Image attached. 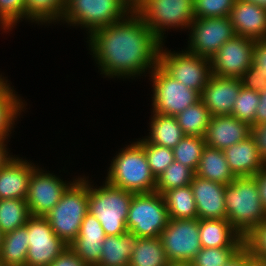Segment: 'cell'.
<instances>
[{"instance_id":"31","label":"cell","mask_w":266,"mask_h":266,"mask_svg":"<svg viewBox=\"0 0 266 266\" xmlns=\"http://www.w3.org/2000/svg\"><path fill=\"white\" fill-rule=\"evenodd\" d=\"M211 117L209 110L201 100L176 115L184 135L202 138L206 135Z\"/></svg>"},{"instance_id":"55","label":"cell","mask_w":266,"mask_h":266,"mask_svg":"<svg viewBox=\"0 0 266 266\" xmlns=\"http://www.w3.org/2000/svg\"><path fill=\"white\" fill-rule=\"evenodd\" d=\"M2 239H3V233L0 230V252H1Z\"/></svg>"},{"instance_id":"33","label":"cell","mask_w":266,"mask_h":266,"mask_svg":"<svg viewBox=\"0 0 266 266\" xmlns=\"http://www.w3.org/2000/svg\"><path fill=\"white\" fill-rule=\"evenodd\" d=\"M65 4L66 0H25L26 15L38 25L59 23Z\"/></svg>"},{"instance_id":"41","label":"cell","mask_w":266,"mask_h":266,"mask_svg":"<svg viewBox=\"0 0 266 266\" xmlns=\"http://www.w3.org/2000/svg\"><path fill=\"white\" fill-rule=\"evenodd\" d=\"M244 245L252 258H266V220L244 239Z\"/></svg>"},{"instance_id":"26","label":"cell","mask_w":266,"mask_h":266,"mask_svg":"<svg viewBox=\"0 0 266 266\" xmlns=\"http://www.w3.org/2000/svg\"><path fill=\"white\" fill-rule=\"evenodd\" d=\"M8 82L4 76H0V139L11 136L15 121L25 109L22 98Z\"/></svg>"},{"instance_id":"15","label":"cell","mask_w":266,"mask_h":266,"mask_svg":"<svg viewBox=\"0 0 266 266\" xmlns=\"http://www.w3.org/2000/svg\"><path fill=\"white\" fill-rule=\"evenodd\" d=\"M41 169V170H40ZM50 171L37 168L33 171L26 197L31 216H45L60 201L62 194L76 180H61Z\"/></svg>"},{"instance_id":"23","label":"cell","mask_w":266,"mask_h":266,"mask_svg":"<svg viewBox=\"0 0 266 266\" xmlns=\"http://www.w3.org/2000/svg\"><path fill=\"white\" fill-rule=\"evenodd\" d=\"M199 232L203 248L244 246V238L227 219H199Z\"/></svg>"},{"instance_id":"19","label":"cell","mask_w":266,"mask_h":266,"mask_svg":"<svg viewBox=\"0 0 266 266\" xmlns=\"http://www.w3.org/2000/svg\"><path fill=\"white\" fill-rule=\"evenodd\" d=\"M36 168L32 162L14 155L0 169V200L26 199L29 181Z\"/></svg>"},{"instance_id":"36","label":"cell","mask_w":266,"mask_h":266,"mask_svg":"<svg viewBox=\"0 0 266 266\" xmlns=\"http://www.w3.org/2000/svg\"><path fill=\"white\" fill-rule=\"evenodd\" d=\"M145 151V155L153 175L157 179L175 160L171 148L149 143L145 138L137 141Z\"/></svg>"},{"instance_id":"50","label":"cell","mask_w":266,"mask_h":266,"mask_svg":"<svg viewBox=\"0 0 266 266\" xmlns=\"http://www.w3.org/2000/svg\"><path fill=\"white\" fill-rule=\"evenodd\" d=\"M168 266H193L191 262H169Z\"/></svg>"},{"instance_id":"4","label":"cell","mask_w":266,"mask_h":266,"mask_svg":"<svg viewBox=\"0 0 266 266\" xmlns=\"http://www.w3.org/2000/svg\"><path fill=\"white\" fill-rule=\"evenodd\" d=\"M77 178L44 216L54 233L68 246L78 236L81 223L88 213L89 180L85 176Z\"/></svg>"},{"instance_id":"11","label":"cell","mask_w":266,"mask_h":266,"mask_svg":"<svg viewBox=\"0 0 266 266\" xmlns=\"http://www.w3.org/2000/svg\"><path fill=\"white\" fill-rule=\"evenodd\" d=\"M160 239L169 262H191L202 248L199 219H169Z\"/></svg>"},{"instance_id":"49","label":"cell","mask_w":266,"mask_h":266,"mask_svg":"<svg viewBox=\"0 0 266 266\" xmlns=\"http://www.w3.org/2000/svg\"><path fill=\"white\" fill-rule=\"evenodd\" d=\"M6 143H8L6 139H0V169L14 157L8 152Z\"/></svg>"},{"instance_id":"43","label":"cell","mask_w":266,"mask_h":266,"mask_svg":"<svg viewBox=\"0 0 266 266\" xmlns=\"http://www.w3.org/2000/svg\"><path fill=\"white\" fill-rule=\"evenodd\" d=\"M49 266H88L69 246Z\"/></svg>"},{"instance_id":"13","label":"cell","mask_w":266,"mask_h":266,"mask_svg":"<svg viewBox=\"0 0 266 266\" xmlns=\"http://www.w3.org/2000/svg\"><path fill=\"white\" fill-rule=\"evenodd\" d=\"M29 249L26 266H49L67 248L43 216H31L27 221Z\"/></svg>"},{"instance_id":"34","label":"cell","mask_w":266,"mask_h":266,"mask_svg":"<svg viewBox=\"0 0 266 266\" xmlns=\"http://www.w3.org/2000/svg\"><path fill=\"white\" fill-rule=\"evenodd\" d=\"M194 175L191 168L174 160L156 179L155 192L163 194L170 189L190 185Z\"/></svg>"},{"instance_id":"39","label":"cell","mask_w":266,"mask_h":266,"mask_svg":"<svg viewBox=\"0 0 266 266\" xmlns=\"http://www.w3.org/2000/svg\"><path fill=\"white\" fill-rule=\"evenodd\" d=\"M241 247L201 248L192 259L193 266H224Z\"/></svg>"},{"instance_id":"51","label":"cell","mask_w":266,"mask_h":266,"mask_svg":"<svg viewBox=\"0 0 266 266\" xmlns=\"http://www.w3.org/2000/svg\"><path fill=\"white\" fill-rule=\"evenodd\" d=\"M141 0H124L125 3H127L132 9H134Z\"/></svg>"},{"instance_id":"12","label":"cell","mask_w":266,"mask_h":266,"mask_svg":"<svg viewBox=\"0 0 266 266\" xmlns=\"http://www.w3.org/2000/svg\"><path fill=\"white\" fill-rule=\"evenodd\" d=\"M188 30L190 33L186 51L209 59L226 41L236 35L229 16L195 18Z\"/></svg>"},{"instance_id":"16","label":"cell","mask_w":266,"mask_h":266,"mask_svg":"<svg viewBox=\"0 0 266 266\" xmlns=\"http://www.w3.org/2000/svg\"><path fill=\"white\" fill-rule=\"evenodd\" d=\"M242 87L240 78L218 77L212 74L202 90L200 100L211 116H229Z\"/></svg>"},{"instance_id":"17","label":"cell","mask_w":266,"mask_h":266,"mask_svg":"<svg viewBox=\"0 0 266 266\" xmlns=\"http://www.w3.org/2000/svg\"><path fill=\"white\" fill-rule=\"evenodd\" d=\"M190 185L196 202L198 219H227L225 184L194 175Z\"/></svg>"},{"instance_id":"29","label":"cell","mask_w":266,"mask_h":266,"mask_svg":"<svg viewBox=\"0 0 266 266\" xmlns=\"http://www.w3.org/2000/svg\"><path fill=\"white\" fill-rule=\"evenodd\" d=\"M163 199L169 219L197 218L196 202L191 185L165 191Z\"/></svg>"},{"instance_id":"22","label":"cell","mask_w":266,"mask_h":266,"mask_svg":"<svg viewBox=\"0 0 266 266\" xmlns=\"http://www.w3.org/2000/svg\"><path fill=\"white\" fill-rule=\"evenodd\" d=\"M223 152L230 170L236 177H254L266 165L251 135L245 140L225 148Z\"/></svg>"},{"instance_id":"56","label":"cell","mask_w":266,"mask_h":266,"mask_svg":"<svg viewBox=\"0 0 266 266\" xmlns=\"http://www.w3.org/2000/svg\"><path fill=\"white\" fill-rule=\"evenodd\" d=\"M0 266H6L2 261H0Z\"/></svg>"},{"instance_id":"30","label":"cell","mask_w":266,"mask_h":266,"mask_svg":"<svg viewBox=\"0 0 266 266\" xmlns=\"http://www.w3.org/2000/svg\"><path fill=\"white\" fill-rule=\"evenodd\" d=\"M160 237L138 238L129 266H168Z\"/></svg>"},{"instance_id":"21","label":"cell","mask_w":266,"mask_h":266,"mask_svg":"<svg viewBox=\"0 0 266 266\" xmlns=\"http://www.w3.org/2000/svg\"><path fill=\"white\" fill-rule=\"evenodd\" d=\"M106 234L98 219L89 212L85 215L78 236L69 247L88 265L100 262L102 244Z\"/></svg>"},{"instance_id":"2","label":"cell","mask_w":266,"mask_h":266,"mask_svg":"<svg viewBox=\"0 0 266 266\" xmlns=\"http://www.w3.org/2000/svg\"><path fill=\"white\" fill-rule=\"evenodd\" d=\"M225 207L227 220L244 239L266 220L255 177H236L225 185Z\"/></svg>"},{"instance_id":"47","label":"cell","mask_w":266,"mask_h":266,"mask_svg":"<svg viewBox=\"0 0 266 266\" xmlns=\"http://www.w3.org/2000/svg\"><path fill=\"white\" fill-rule=\"evenodd\" d=\"M259 93V104L254 117V125L266 123V89Z\"/></svg>"},{"instance_id":"8","label":"cell","mask_w":266,"mask_h":266,"mask_svg":"<svg viewBox=\"0 0 266 266\" xmlns=\"http://www.w3.org/2000/svg\"><path fill=\"white\" fill-rule=\"evenodd\" d=\"M168 221L169 216L162 194H133L126 220L129 232L138 238L160 237Z\"/></svg>"},{"instance_id":"53","label":"cell","mask_w":266,"mask_h":266,"mask_svg":"<svg viewBox=\"0 0 266 266\" xmlns=\"http://www.w3.org/2000/svg\"><path fill=\"white\" fill-rule=\"evenodd\" d=\"M253 260L260 262L262 266H266V258H253Z\"/></svg>"},{"instance_id":"28","label":"cell","mask_w":266,"mask_h":266,"mask_svg":"<svg viewBox=\"0 0 266 266\" xmlns=\"http://www.w3.org/2000/svg\"><path fill=\"white\" fill-rule=\"evenodd\" d=\"M27 223L11 232L3 234L0 261L6 266H26L29 249Z\"/></svg>"},{"instance_id":"1","label":"cell","mask_w":266,"mask_h":266,"mask_svg":"<svg viewBox=\"0 0 266 266\" xmlns=\"http://www.w3.org/2000/svg\"><path fill=\"white\" fill-rule=\"evenodd\" d=\"M87 38L90 55L107 78L133 79L158 65L162 42L133 10Z\"/></svg>"},{"instance_id":"20","label":"cell","mask_w":266,"mask_h":266,"mask_svg":"<svg viewBox=\"0 0 266 266\" xmlns=\"http://www.w3.org/2000/svg\"><path fill=\"white\" fill-rule=\"evenodd\" d=\"M251 135V126L236 117L212 116L205 135L207 146L224 150Z\"/></svg>"},{"instance_id":"45","label":"cell","mask_w":266,"mask_h":266,"mask_svg":"<svg viewBox=\"0 0 266 266\" xmlns=\"http://www.w3.org/2000/svg\"><path fill=\"white\" fill-rule=\"evenodd\" d=\"M253 64L261 68L262 74L266 76V39L255 41Z\"/></svg>"},{"instance_id":"3","label":"cell","mask_w":266,"mask_h":266,"mask_svg":"<svg viewBox=\"0 0 266 266\" xmlns=\"http://www.w3.org/2000/svg\"><path fill=\"white\" fill-rule=\"evenodd\" d=\"M106 181L134 194L152 193L156 189L153 175L144 148L136 141L122 148L113 157Z\"/></svg>"},{"instance_id":"52","label":"cell","mask_w":266,"mask_h":266,"mask_svg":"<svg viewBox=\"0 0 266 266\" xmlns=\"http://www.w3.org/2000/svg\"><path fill=\"white\" fill-rule=\"evenodd\" d=\"M244 1L253 2L257 5H260L261 7L266 8V0H244Z\"/></svg>"},{"instance_id":"7","label":"cell","mask_w":266,"mask_h":266,"mask_svg":"<svg viewBox=\"0 0 266 266\" xmlns=\"http://www.w3.org/2000/svg\"><path fill=\"white\" fill-rule=\"evenodd\" d=\"M133 11L163 43L166 29H188L194 21V0H141Z\"/></svg>"},{"instance_id":"14","label":"cell","mask_w":266,"mask_h":266,"mask_svg":"<svg viewBox=\"0 0 266 266\" xmlns=\"http://www.w3.org/2000/svg\"><path fill=\"white\" fill-rule=\"evenodd\" d=\"M254 46L255 40L235 35L211 58L212 74L218 77L241 78L253 64Z\"/></svg>"},{"instance_id":"37","label":"cell","mask_w":266,"mask_h":266,"mask_svg":"<svg viewBox=\"0 0 266 266\" xmlns=\"http://www.w3.org/2000/svg\"><path fill=\"white\" fill-rule=\"evenodd\" d=\"M259 104V93L242 87L234 102L231 116L254 126V117Z\"/></svg>"},{"instance_id":"6","label":"cell","mask_w":266,"mask_h":266,"mask_svg":"<svg viewBox=\"0 0 266 266\" xmlns=\"http://www.w3.org/2000/svg\"><path fill=\"white\" fill-rule=\"evenodd\" d=\"M132 10L124 0H66L61 22L85 28L89 37L100 28L123 20Z\"/></svg>"},{"instance_id":"46","label":"cell","mask_w":266,"mask_h":266,"mask_svg":"<svg viewBox=\"0 0 266 266\" xmlns=\"http://www.w3.org/2000/svg\"><path fill=\"white\" fill-rule=\"evenodd\" d=\"M253 260L249 249L241 247L224 266H247Z\"/></svg>"},{"instance_id":"5","label":"cell","mask_w":266,"mask_h":266,"mask_svg":"<svg viewBox=\"0 0 266 266\" xmlns=\"http://www.w3.org/2000/svg\"><path fill=\"white\" fill-rule=\"evenodd\" d=\"M89 182L88 212L101 223L106 236L126 233V220L132 192L109 184L106 180L101 186Z\"/></svg>"},{"instance_id":"9","label":"cell","mask_w":266,"mask_h":266,"mask_svg":"<svg viewBox=\"0 0 266 266\" xmlns=\"http://www.w3.org/2000/svg\"><path fill=\"white\" fill-rule=\"evenodd\" d=\"M150 73L153 113L176 116L200 101L199 92L171 77L159 64Z\"/></svg>"},{"instance_id":"44","label":"cell","mask_w":266,"mask_h":266,"mask_svg":"<svg viewBox=\"0 0 266 266\" xmlns=\"http://www.w3.org/2000/svg\"><path fill=\"white\" fill-rule=\"evenodd\" d=\"M251 136L254 138L259 154L266 164V123L251 126Z\"/></svg>"},{"instance_id":"18","label":"cell","mask_w":266,"mask_h":266,"mask_svg":"<svg viewBox=\"0 0 266 266\" xmlns=\"http://www.w3.org/2000/svg\"><path fill=\"white\" fill-rule=\"evenodd\" d=\"M236 35L255 41L266 39V8L236 0L229 15Z\"/></svg>"},{"instance_id":"35","label":"cell","mask_w":266,"mask_h":266,"mask_svg":"<svg viewBox=\"0 0 266 266\" xmlns=\"http://www.w3.org/2000/svg\"><path fill=\"white\" fill-rule=\"evenodd\" d=\"M205 146V138L185 135L172 149L175 161L188 166L195 172Z\"/></svg>"},{"instance_id":"10","label":"cell","mask_w":266,"mask_h":266,"mask_svg":"<svg viewBox=\"0 0 266 266\" xmlns=\"http://www.w3.org/2000/svg\"><path fill=\"white\" fill-rule=\"evenodd\" d=\"M164 44L160 47L158 64L171 77L201 94L212 75L211 59L186 50L171 52L163 48Z\"/></svg>"},{"instance_id":"42","label":"cell","mask_w":266,"mask_h":266,"mask_svg":"<svg viewBox=\"0 0 266 266\" xmlns=\"http://www.w3.org/2000/svg\"><path fill=\"white\" fill-rule=\"evenodd\" d=\"M242 86L245 89L254 90L260 92L266 89V76L261 72V68L252 64L240 78Z\"/></svg>"},{"instance_id":"40","label":"cell","mask_w":266,"mask_h":266,"mask_svg":"<svg viewBox=\"0 0 266 266\" xmlns=\"http://www.w3.org/2000/svg\"><path fill=\"white\" fill-rule=\"evenodd\" d=\"M236 0H194L195 18H221L230 15Z\"/></svg>"},{"instance_id":"27","label":"cell","mask_w":266,"mask_h":266,"mask_svg":"<svg viewBox=\"0 0 266 266\" xmlns=\"http://www.w3.org/2000/svg\"><path fill=\"white\" fill-rule=\"evenodd\" d=\"M149 135L145 136L151 144L173 149L185 136L176 116L152 113Z\"/></svg>"},{"instance_id":"32","label":"cell","mask_w":266,"mask_h":266,"mask_svg":"<svg viewBox=\"0 0 266 266\" xmlns=\"http://www.w3.org/2000/svg\"><path fill=\"white\" fill-rule=\"evenodd\" d=\"M30 217L25 199L0 200V230L3 234L24 226Z\"/></svg>"},{"instance_id":"54","label":"cell","mask_w":266,"mask_h":266,"mask_svg":"<svg viewBox=\"0 0 266 266\" xmlns=\"http://www.w3.org/2000/svg\"><path fill=\"white\" fill-rule=\"evenodd\" d=\"M247 266H262L258 261L252 260Z\"/></svg>"},{"instance_id":"48","label":"cell","mask_w":266,"mask_h":266,"mask_svg":"<svg viewBox=\"0 0 266 266\" xmlns=\"http://www.w3.org/2000/svg\"><path fill=\"white\" fill-rule=\"evenodd\" d=\"M254 177L257 179V184H258L260 195H261V201H262L264 208L266 209V165Z\"/></svg>"},{"instance_id":"24","label":"cell","mask_w":266,"mask_h":266,"mask_svg":"<svg viewBox=\"0 0 266 266\" xmlns=\"http://www.w3.org/2000/svg\"><path fill=\"white\" fill-rule=\"evenodd\" d=\"M195 175L220 184H230L236 176L230 170L223 150L205 146Z\"/></svg>"},{"instance_id":"25","label":"cell","mask_w":266,"mask_h":266,"mask_svg":"<svg viewBox=\"0 0 266 266\" xmlns=\"http://www.w3.org/2000/svg\"><path fill=\"white\" fill-rule=\"evenodd\" d=\"M137 237L127 231L121 235L106 236L97 266H129Z\"/></svg>"},{"instance_id":"38","label":"cell","mask_w":266,"mask_h":266,"mask_svg":"<svg viewBox=\"0 0 266 266\" xmlns=\"http://www.w3.org/2000/svg\"><path fill=\"white\" fill-rule=\"evenodd\" d=\"M24 18L32 22L26 15L25 0H0L1 29L12 31V27Z\"/></svg>"}]
</instances>
